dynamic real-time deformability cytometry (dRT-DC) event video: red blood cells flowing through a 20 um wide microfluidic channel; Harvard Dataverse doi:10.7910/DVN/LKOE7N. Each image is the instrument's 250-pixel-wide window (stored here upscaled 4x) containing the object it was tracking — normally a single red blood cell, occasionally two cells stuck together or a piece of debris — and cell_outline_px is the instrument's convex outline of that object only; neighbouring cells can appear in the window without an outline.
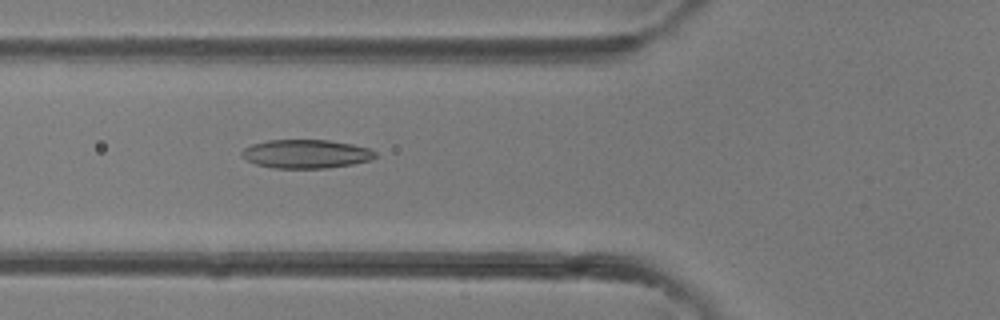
{"species": "common noctule bat (a hibernating species)", "species_latin": "Nyctalus noctula", "temperature_condition": "room temperature", "stored_images_in_passage": 40, "camera_frame_rate_fps": 3000, "um_per_image_px": 0.085, "animal": {"sex": "female"}, "frame": {"image": 1, "passage_image": 15, "time_ms": 4.667, "image_size_px": [1000, 320], "cell_outline_px": [[376, 156], [372, 160], [352, 164], [328, 168], [272, 168], [256, 164], [240, 156], [240, 152], [244, 148], [252, 144], [268, 140], [328, 140], [352, 144], [368, 148], [376, 152]], "centroid_in_image_um": [26.0, 13.08], "position_along_channel_um": 99.8, "area_um2": 22.37}}
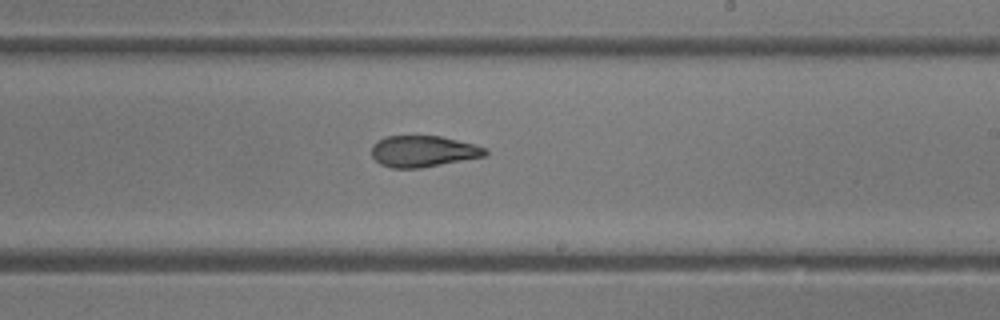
{"frame": {"image": 2, "passage_image": 24, "time_ms": 7.667, "image_size_px": [1000, 320], "cell_outline_px": [[488, 152], [484, 156], [420, 168], [392, 168], [380, 164], [372, 156], [372, 144], [384, 136], [440, 136], [476, 144], [484, 148]], "centroid_in_image_um": [35.94, 12.85], "position_along_channel_um": 253.1, "area_um2": 20.63}}
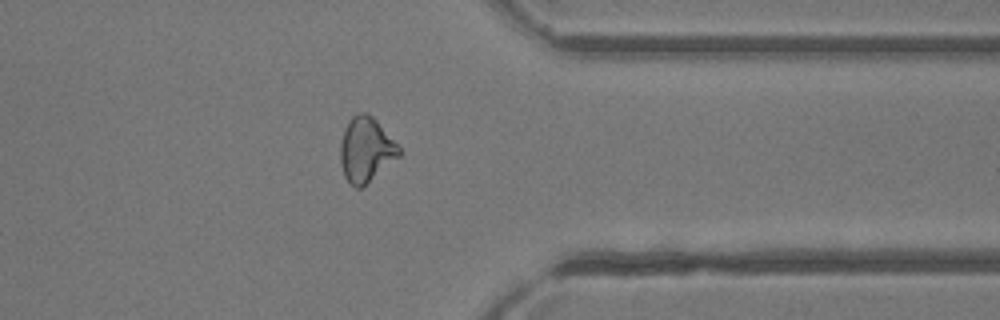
{"frame": {"image": 3, "passage_image": 32, "time_ms": 10.333, "image_size_px": [1000, 320], "cell_outline_px": [[400, 156], [360, 188], [356, 188], [344, 176], [340, 164], [340, 144], [344, 128], [348, 120], [352, 116], [360, 112], [364, 112], [372, 116], [376, 120], [400, 148]], "centroid_in_image_um": [31.07, 12.7], "position_along_channel_um": 380.3, "area_um2": 21.85}}